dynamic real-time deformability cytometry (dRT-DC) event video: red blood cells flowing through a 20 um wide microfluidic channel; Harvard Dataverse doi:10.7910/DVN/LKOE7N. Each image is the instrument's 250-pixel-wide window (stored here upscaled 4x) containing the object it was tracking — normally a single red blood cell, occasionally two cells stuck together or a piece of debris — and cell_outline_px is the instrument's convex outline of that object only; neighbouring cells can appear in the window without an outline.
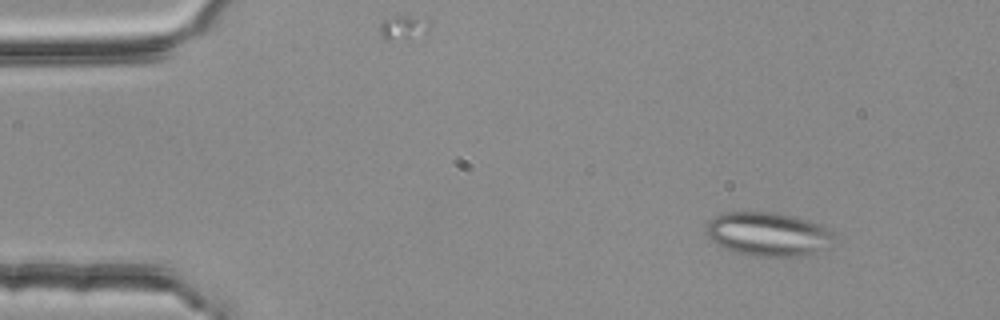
{"species": "common noctule bat (a hibernating species)", "species_latin": "Nyctalus noctula", "temperature_condition": "room temperature", "stored_images_in_passage": 4, "camera_frame_rate_fps": 3000, "um_per_image_px": 0.085, "animal": {"sex": "female", "body_mass_g": 25.1}, "frame": {"image": 1, "passage_image": 2, "time_ms": 0.333, "image_size_px": [1000, 320], "cell_outline_px": [[836, 236], [828, 248], [808, 256], [756, 256], [736, 252], [724, 248], [712, 240], [704, 232], [704, 228], [720, 212], [776, 212], [808, 220], [820, 224], [836, 232]], "centroid_in_image_um": [65.35, 19.9], "position_along_channel_um": 19.7, "area_um2": 33.0}}